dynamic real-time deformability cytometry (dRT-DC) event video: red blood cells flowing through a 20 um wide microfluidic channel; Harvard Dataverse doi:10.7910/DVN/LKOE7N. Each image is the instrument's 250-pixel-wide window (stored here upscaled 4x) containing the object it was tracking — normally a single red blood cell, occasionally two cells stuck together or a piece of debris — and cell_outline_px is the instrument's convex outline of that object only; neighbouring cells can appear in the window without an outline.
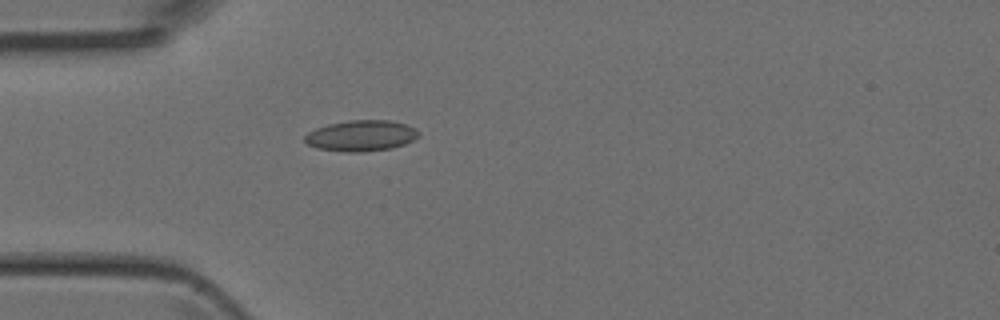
{"species": "Egyptian fruit bat (a non-hibernating species)", "species_latin": "Rousettus aegyptiacus", "temperature_condition": "room temperature", "stored_images_in_passage": 3, "camera_frame_rate_fps": 3000, "um_per_image_px": 0.085, "animal": {"sex": "female"}, "frame": {"image": 1, "passage_image": 3, "time_ms": 0.667, "image_size_px": [1000, 320], "cell_outline_px": [[420, 136], [404, 144], [392, 148], [360, 152], [348, 152], [316, 148], [308, 144], [304, 140], [304, 136], [308, 132], [316, 128], [328, 124], [348, 120], [392, 120], [408, 124], [416, 128], [420, 132]], "centroid_in_image_um": [30.73, 11.52], "position_along_channel_um": 54.3, "area_um2": 20.69}}